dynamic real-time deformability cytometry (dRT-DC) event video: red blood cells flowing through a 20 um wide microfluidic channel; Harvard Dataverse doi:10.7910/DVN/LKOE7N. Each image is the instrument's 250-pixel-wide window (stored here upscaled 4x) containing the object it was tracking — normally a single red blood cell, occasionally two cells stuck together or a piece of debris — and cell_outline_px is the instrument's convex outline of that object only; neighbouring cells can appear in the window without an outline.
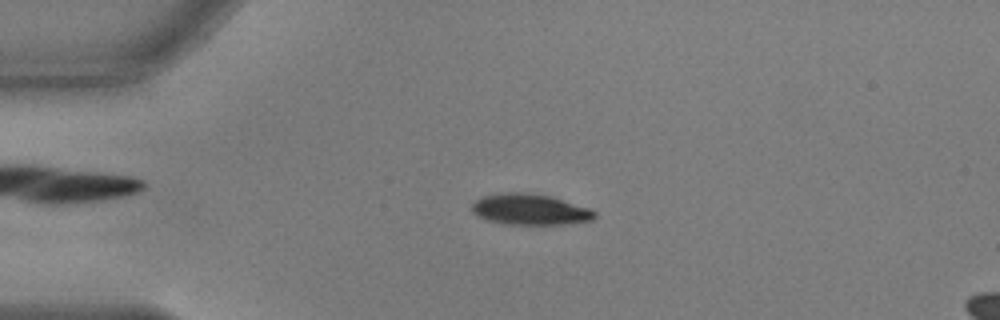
{"species": "common noctule bat (a hibernating species)", "species_latin": "Nyctalus noctula", "temperature_condition": "warm", "stored_images_in_passage": 55, "camera_frame_rate_fps": 3000, "um_per_image_px": 0.085, "animal": {"sex": "male", "body_mass_g": 17.9, "forearm_length_mm": 54.2}, "frame": {"image": 1, "passage_image": 13, "time_ms": 4.0, "image_size_px": [1000, 320], "cell_outline_px": [[596, 216], [592, 220], [564, 224], [508, 224], [488, 220], [476, 216], [472, 212], [472, 204], [476, 200], [484, 196], [504, 192], [528, 192], [552, 196], [588, 208], [596, 212]], "centroid_in_image_um": [45.04, 17.79], "position_along_channel_um": 40.0, "area_um2": 22.08}}
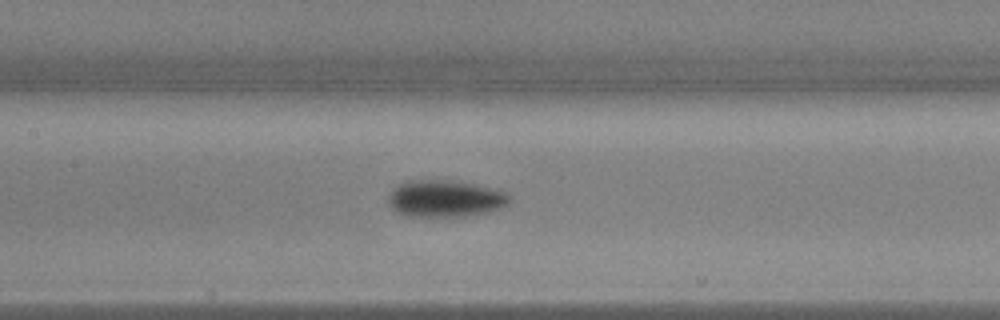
{"frame": {"image": 2, "passage_image": 26, "time_ms": 8.333, "image_size_px": [1000, 320], "cell_outline_px": [[512, 200], [508, 204], [500, 208], [488, 212], [464, 216], [408, 216], [396, 212], [388, 204], [388, 196], [404, 180], [452, 180], [472, 184], [504, 192], [512, 196]], "centroid_in_image_um": [37.83, 16.88], "position_along_channel_um": 169.6, "area_um2": 25.89}}
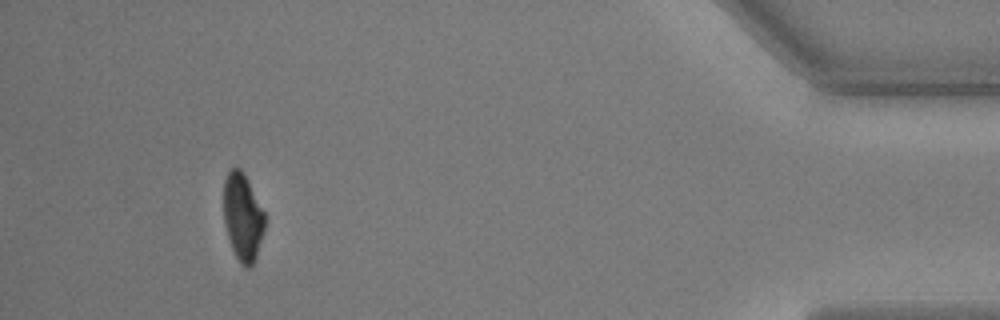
{"frame": {"image": 3, "passage_image": 51, "time_ms": 16.667, "image_size_px": [1000, 320], "cell_outline_px": [[264, 232], [256, 256], [252, 264], [248, 268], [244, 268], [240, 264], [232, 248], [224, 224], [224, 180], [228, 172], [232, 168], [240, 168], [244, 172], [264, 212]], "centroid_in_image_um": [20.62, 18.45], "position_along_channel_um": 414.6, "area_um2": 20.81}, "authors_computed_cell_mechanics": {"area_um2": 22.4842, "velocity_mm_per_s": 3.6889, "shape_relaxation_time_tau1_ms": 1.7838, "shape_relaxation_time_tau2_ms": 6.0212, "deformation_change_tau1": 0.1293, "deformation_change_tau2": 0.0771}}